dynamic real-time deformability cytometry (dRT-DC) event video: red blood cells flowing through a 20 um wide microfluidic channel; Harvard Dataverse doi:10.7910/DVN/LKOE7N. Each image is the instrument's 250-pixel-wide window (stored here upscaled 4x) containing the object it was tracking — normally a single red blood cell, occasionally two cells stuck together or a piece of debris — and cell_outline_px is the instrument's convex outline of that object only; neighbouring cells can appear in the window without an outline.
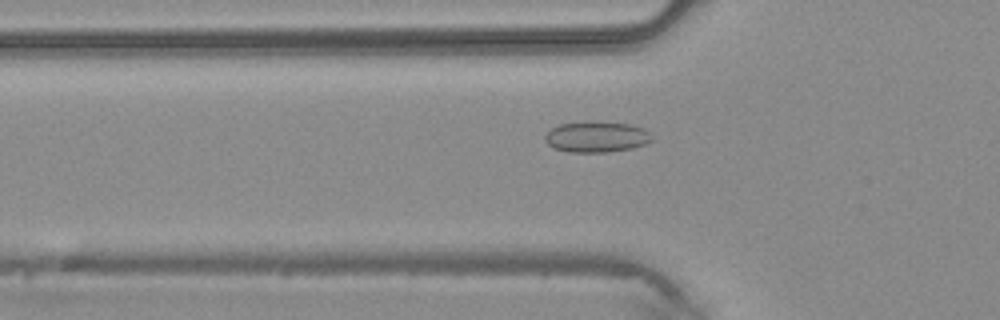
{"species": "common noctule bat (a hibernating species)", "species_latin": "Nyctalus noctula", "temperature_condition": "warm", "stored_images_in_passage": 44, "camera_frame_rate_fps": 3000, "um_per_image_px": 0.085, "animal": {"sex": "male", "body_mass_g": 20.4}, "frame": {"image": 1, "passage_image": 15, "time_ms": 4.667, "image_size_px": [1000, 320], "cell_outline_px": [[652, 140], [644, 144], [632, 148], [608, 152], [568, 152], [552, 148], [544, 140], [544, 136], [552, 128], [560, 124], [592, 120], [632, 124], [644, 128], [648, 132]], "centroid_in_image_um": [50.68, 11.62], "position_along_channel_um": 75.1, "area_um2": 19.48}}
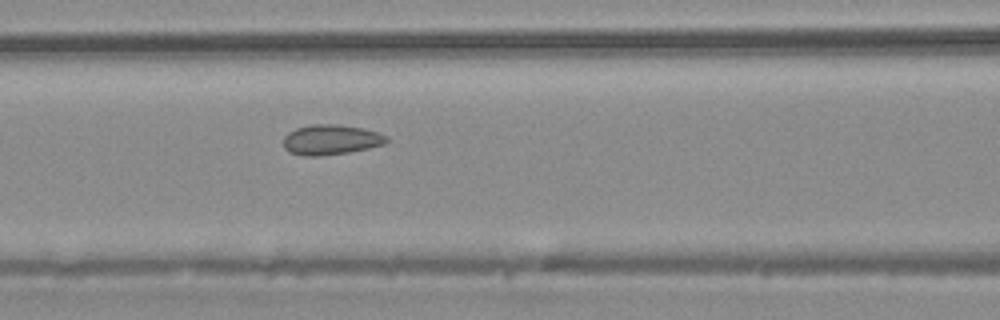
{"frame": {"image": 2, "passage_image": 19, "time_ms": 6.0, "image_size_px": [1000, 320], "cell_outline_px": [[388, 140], [384, 144], [368, 148], [348, 152], [320, 156], [304, 156], [288, 152], [284, 148], [284, 136], [288, 132], [296, 128], [312, 124], [336, 124], [360, 128], [376, 132], [388, 136]], "centroid_in_image_um": [28.09, 11.88], "position_along_channel_um": 138.5, "area_um2": 18.03}}
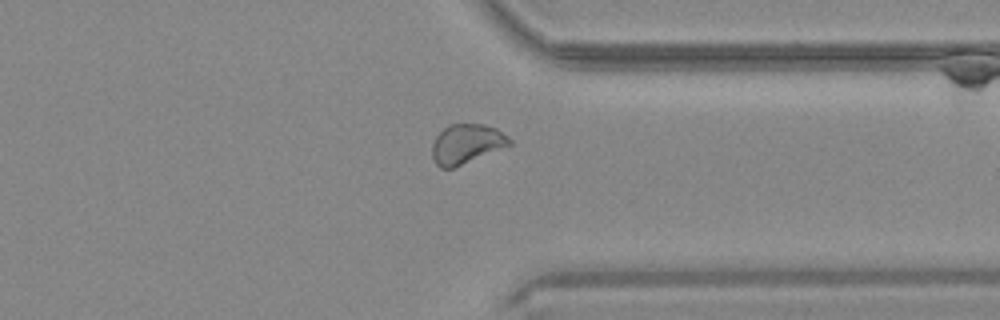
{"frame": {"image": 3, "passage_image": 34, "time_ms": 11.0, "image_size_px": [1000, 320], "cell_outline_px": [[512, 144], [452, 168], [440, 168], [432, 160], [432, 144], [436, 136], [444, 128], [452, 124], [484, 124], [496, 128], [508, 136], [512, 140]], "centroid_in_image_um": [39.64, 12.23], "position_along_channel_um": 371.8, "area_um2": 17.69}}